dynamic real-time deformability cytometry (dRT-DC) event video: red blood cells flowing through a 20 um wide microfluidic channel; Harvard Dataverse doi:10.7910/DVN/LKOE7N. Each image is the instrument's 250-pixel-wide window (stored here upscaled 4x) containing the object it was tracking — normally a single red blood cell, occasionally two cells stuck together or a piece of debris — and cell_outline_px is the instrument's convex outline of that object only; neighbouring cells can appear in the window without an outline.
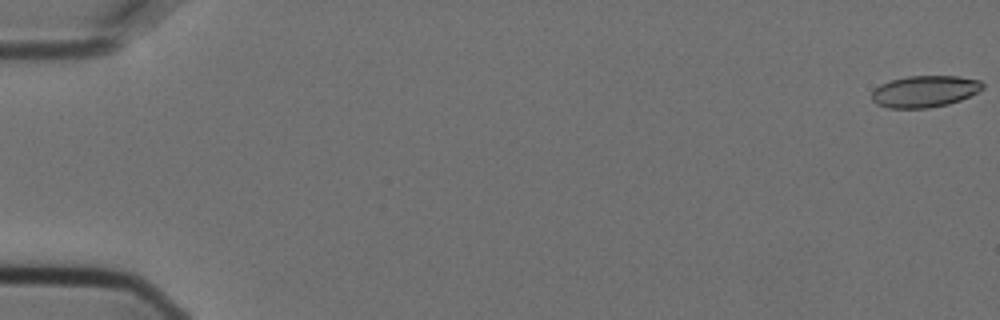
{"species": "Egyptian fruit bat (a non-hibernating species)", "species_latin": "Rousettus aegyptiacus", "temperature_condition": "cold", "stored_images_in_passage": 57, "camera_frame_rate_fps": 3000, "um_per_image_px": 0.085, "animal": {"sex": "female"}, "frame": {"image": 1, "passage_image": 1, "time_ms": 0.0, "image_size_px": [1000, 320], "cell_outline_px": [[984, 88], [960, 100], [948, 104], [928, 108], [888, 108], [876, 104], [872, 100], [872, 92], [880, 84], [892, 80], [908, 76], [960, 76], [980, 80], [984, 84]], "centroid_in_image_um": [78.6, 7.77], "position_along_channel_um": 6.4, "area_um2": 20.4}}
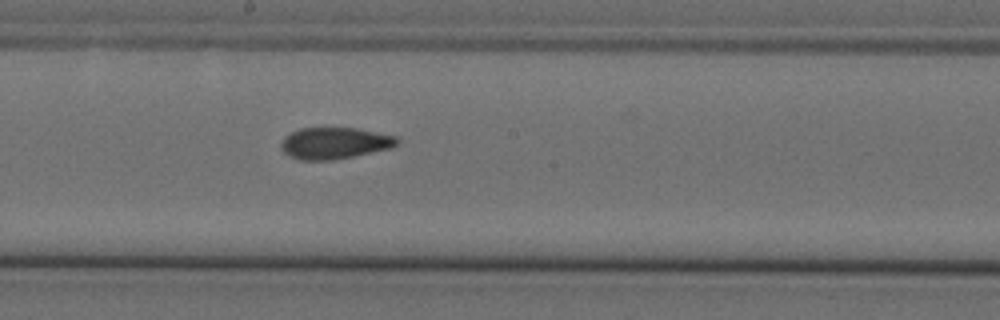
{"frame": {"image": 2, "passage_image": 32, "time_ms": 10.333, "image_size_px": [1000, 320], "cell_outline_px": [[400, 140], [396, 144], [388, 148], [352, 156], [332, 160], [300, 160], [288, 156], [280, 148], [280, 144], [284, 136], [300, 128], [356, 128], [396, 136]], "centroid_in_image_um": [28.38, 12.16], "position_along_channel_um": 219.8, "area_um2": 21.15}}
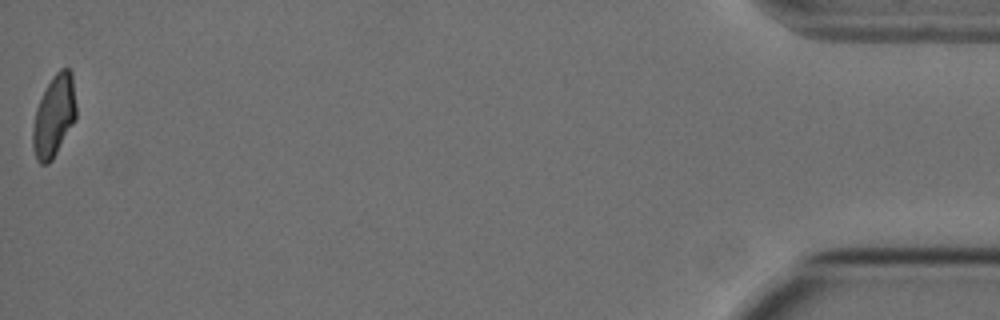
{"frame": {"image": 3, "passage_image": 57, "time_ms": 18.667, "image_size_px": [1000, 320], "cell_outline_px": [[76, 120], [52, 160], [48, 164], [40, 164], [36, 160], [32, 144], [32, 128], [36, 108], [52, 76], [60, 68], [68, 68], [72, 72], [76, 104]], "centroid_in_image_um": [4.6, 9.88], "position_along_channel_um": 430.6, "area_um2": 20.81}, "authors_computed_cell_mechanics": {"area_um2": 21.386, "velocity_mm_per_s": 3.6288, "shape_relaxation_time_tau1_ms": null, "shape_relaxation_time_tau2_ms": 2.9752, "deformation_change_tau1": null, "deformation_change_tau2": 0.0757}}